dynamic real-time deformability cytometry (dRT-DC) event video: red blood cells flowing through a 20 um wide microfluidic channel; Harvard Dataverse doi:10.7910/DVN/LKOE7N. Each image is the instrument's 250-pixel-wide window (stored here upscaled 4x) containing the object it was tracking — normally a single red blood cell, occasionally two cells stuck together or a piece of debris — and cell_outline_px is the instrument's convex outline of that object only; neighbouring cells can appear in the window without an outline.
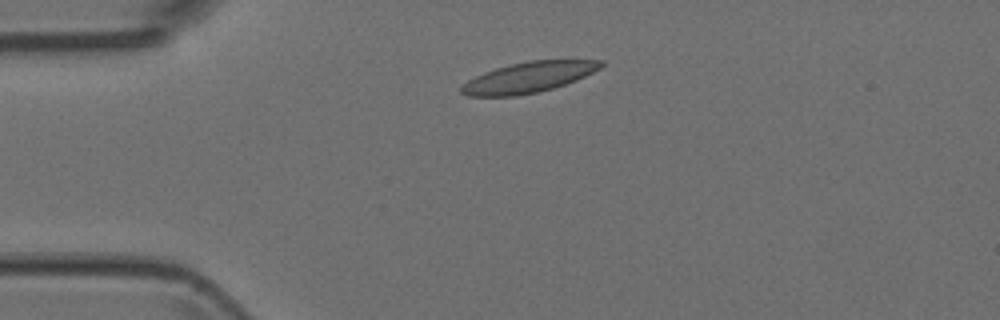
{"species": "Egyptian fruit bat (a non-hibernating species)", "species_latin": "Rousettus aegyptiacus", "temperature_condition": "room temperature", "stored_images_in_passage": 2, "camera_frame_rate_fps": 3000, "um_per_image_px": 0.085, "animal": {"sex": "female"}, "frame": {"image": 1, "passage_image": 1, "time_ms": 0.0, "image_size_px": [1000, 320], "cell_outline_px": [[604, 64], [600, 68], [576, 80], [552, 88], [536, 92], [516, 96], [468, 96], [460, 92], [460, 88], [468, 80], [484, 72], [496, 68], [528, 60], [604, 60]], "centroid_in_image_um": [44.91, 6.57], "position_along_channel_um": 40.1, "area_um2": 24.57}}